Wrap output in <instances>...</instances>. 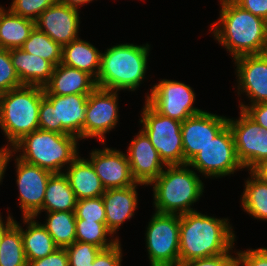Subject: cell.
<instances>
[{"instance_id":"cell-34","label":"cell","mask_w":267,"mask_h":266,"mask_svg":"<svg viewBox=\"0 0 267 266\" xmlns=\"http://www.w3.org/2000/svg\"><path fill=\"white\" fill-rule=\"evenodd\" d=\"M69 266H91L101 248L86 242L75 241L67 248Z\"/></svg>"},{"instance_id":"cell-12","label":"cell","mask_w":267,"mask_h":266,"mask_svg":"<svg viewBox=\"0 0 267 266\" xmlns=\"http://www.w3.org/2000/svg\"><path fill=\"white\" fill-rule=\"evenodd\" d=\"M238 119H229L237 157L243 167L252 171L258 164L267 160V130L251 119L240 109Z\"/></svg>"},{"instance_id":"cell-45","label":"cell","mask_w":267,"mask_h":266,"mask_svg":"<svg viewBox=\"0 0 267 266\" xmlns=\"http://www.w3.org/2000/svg\"><path fill=\"white\" fill-rule=\"evenodd\" d=\"M3 218L1 217V213H0V243L2 241L3 238V234L5 233V231L15 222V220L13 219L12 216H10V214L7 217V221L3 222L4 220H2Z\"/></svg>"},{"instance_id":"cell-28","label":"cell","mask_w":267,"mask_h":266,"mask_svg":"<svg viewBox=\"0 0 267 266\" xmlns=\"http://www.w3.org/2000/svg\"><path fill=\"white\" fill-rule=\"evenodd\" d=\"M46 215V222L42 225L58 248H67L76 241L75 211L47 212Z\"/></svg>"},{"instance_id":"cell-8","label":"cell","mask_w":267,"mask_h":266,"mask_svg":"<svg viewBox=\"0 0 267 266\" xmlns=\"http://www.w3.org/2000/svg\"><path fill=\"white\" fill-rule=\"evenodd\" d=\"M142 130L165 165H183L182 122L159 114L147 101L141 112Z\"/></svg>"},{"instance_id":"cell-10","label":"cell","mask_w":267,"mask_h":266,"mask_svg":"<svg viewBox=\"0 0 267 266\" xmlns=\"http://www.w3.org/2000/svg\"><path fill=\"white\" fill-rule=\"evenodd\" d=\"M188 164L208 178L225 177L243 170L228 124Z\"/></svg>"},{"instance_id":"cell-6","label":"cell","mask_w":267,"mask_h":266,"mask_svg":"<svg viewBox=\"0 0 267 266\" xmlns=\"http://www.w3.org/2000/svg\"><path fill=\"white\" fill-rule=\"evenodd\" d=\"M44 88L22 85L0 94V127L10 149L25 135L39 129V109Z\"/></svg>"},{"instance_id":"cell-40","label":"cell","mask_w":267,"mask_h":266,"mask_svg":"<svg viewBox=\"0 0 267 266\" xmlns=\"http://www.w3.org/2000/svg\"><path fill=\"white\" fill-rule=\"evenodd\" d=\"M27 266H69L68 254L65 248H57L46 257L29 261Z\"/></svg>"},{"instance_id":"cell-33","label":"cell","mask_w":267,"mask_h":266,"mask_svg":"<svg viewBox=\"0 0 267 266\" xmlns=\"http://www.w3.org/2000/svg\"><path fill=\"white\" fill-rule=\"evenodd\" d=\"M76 219L106 223V212L102 196L77 200Z\"/></svg>"},{"instance_id":"cell-15","label":"cell","mask_w":267,"mask_h":266,"mask_svg":"<svg viewBox=\"0 0 267 266\" xmlns=\"http://www.w3.org/2000/svg\"><path fill=\"white\" fill-rule=\"evenodd\" d=\"M228 124V118L202 111L181 124L184 164L188 163Z\"/></svg>"},{"instance_id":"cell-32","label":"cell","mask_w":267,"mask_h":266,"mask_svg":"<svg viewBox=\"0 0 267 266\" xmlns=\"http://www.w3.org/2000/svg\"><path fill=\"white\" fill-rule=\"evenodd\" d=\"M113 234L107 229L106 223L76 219V241L93 244L101 249H107L115 245L119 239L107 240V236Z\"/></svg>"},{"instance_id":"cell-14","label":"cell","mask_w":267,"mask_h":266,"mask_svg":"<svg viewBox=\"0 0 267 266\" xmlns=\"http://www.w3.org/2000/svg\"><path fill=\"white\" fill-rule=\"evenodd\" d=\"M16 183L19 190V206L23 217L41 214L47 182L51 172L26 163L16 156Z\"/></svg>"},{"instance_id":"cell-3","label":"cell","mask_w":267,"mask_h":266,"mask_svg":"<svg viewBox=\"0 0 267 266\" xmlns=\"http://www.w3.org/2000/svg\"><path fill=\"white\" fill-rule=\"evenodd\" d=\"M150 45L129 43L114 45L101 53L96 79L99 88L134 91L145 79Z\"/></svg>"},{"instance_id":"cell-1","label":"cell","mask_w":267,"mask_h":266,"mask_svg":"<svg viewBox=\"0 0 267 266\" xmlns=\"http://www.w3.org/2000/svg\"><path fill=\"white\" fill-rule=\"evenodd\" d=\"M222 7L212 33L232 58L267 52V21L243 9L233 0H220Z\"/></svg>"},{"instance_id":"cell-19","label":"cell","mask_w":267,"mask_h":266,"mask_svg":"<svg viewBox=\"0 0 267 266\" xmlns=\"http://www.w3.org/2000/svg\"><path fill=\"white\" fill-rule=\"evenodd\" d=\"M134 138L129 144L126 156L133 178L136 182L148 186L163 172L166 165L142 129Z\"/></svg>"},{"instance_id":"cell-5","label":"cell","mask_w":267,"mask_h":266,"mask_svg":"<svg viewBox=\"0 0 267 266\" xmlns=\"http://www.w3.org/2000/svg\"><path fill=\"white\" fill-rule=\"evenodd\" d=\"M78 140L70 134L37 129L25 135L10 150L14 153L22 152L18 158L26 163L51 173H63L62 168L65 165L68 167L79 155Z\"/></svg>"},{"instance_id":"cell-26","label":"cell","mask_w":267,"mask_h":266,"mask_svg":"<svg viewBox=\"0 0 267 266\" xmlns=\"http://www.w3.org/2000/svg\"><path fill=\"white\" fill-rule=\"evenodd\" d=\"M35 28V21L0 9V48H21Z\"/></svg>"},{"instance_id":"cell-35","label":"cell","mask_w":267,"mask_h":266,"mask_svg":"<svg viewBox=\"0 0 267 266\" xmlns=\"http://www.w3.org/2000/svg\"><path fill=\"white\" fill-rule=\"evenodd\" d=\"M22 85L12 65L10 50L0 48V94Z\"/></svg>"},{"instance_id":"cell-7","label":"cell","mask_w":267,"mask_h":266,"mask_svg":"<svg viewBox=\"0 0 267 266\" xmlns=\"http://www.w3.org/2000/svg\"><path fill=\"white\" fill-rule=\"evenodd\" d=\"M88 95H44L39 109V129L83 139Z\"/></svg>"},{"instance_id":"cell-21","label":"cell","mask_w":267,"mask_h":266,"mask_svg":"<svg viewBox=\"0 0 267 266\" xmlns=\"http://www.w3.org/2000/svg\"><path fill=\"white\" fill-rule=\"evenodd\" d=\"M96 87V80L88 73L59 63L43 88L44 95L64 96L90 94Z\"/></svg>"},{"instance_id":"cell-36","label":"cell","mask_w":267,"mask_h":266,"mask_svg":"<svg viewBox=\"0 0 267 266\" xmlns=\"http://www.w3.org/2000/svg\"><path fill=\"white\" fill-rule=\"evenodd\" d=\"M57 2V0H13L9 10L15 15L35 21L45 9Z\"/></svg>"},{"instance_id":"cell-22","label":"cell","mask_w":267,"mask_h":266,"mask_svg":"<svg viewBox=\"0 0 267 266\" xmlns=\"http://www.w3.org/2000/svg\"><path fill=\"white\" fill-rule=\"evenodd\" d=\"M10 59L23 85L44 87L55 67L51 62L29 54L22 48L10 49Z\"/></svg>"},{"instance_id":"cell-11","label":"cell","mask_w":267,"mask_h":266,"mask_svg":"<svg viewBox=\"0 0 267 266\" xmlns=\"http://www.w3.org/2000/svg\"><path fill=\"white\" fill-rule=\"evenodd\" d=\"M146 101L159 113L184 122L203 110L193 106L195 93L189 85L179 81L163 79L150 89Z\"/></svg>"},{"instance_id":"cell-37","label":"cell","mask_w":267,"mask_h":266,"mask_svg":"<svg viewBox=\"0 0 267 266\" xmlns=\"http://www.w3.org/2000/svg\"><path fill=\"white\" fill-rule=\"evenodd\" d=\"M235 254L236 266H267V248L240 250Z\"/></svg>"},{"instance_id":"cell-39","label":"cell","mask_w":267,"mask_h":266,"mask_svg":"<svg viewBox=\"0 0 267 266\" xmlns=\"http://www.w3.org/2000/svg\"><path fill=\"white\" fill-rule=\"evenodd\" d=\"M119 242L110 248L102 249L91 266H121L123 254Z\"/></svg>"},{"instance_id":"cell-25","label":"cell","mask_w":267,"mask_h":266,"mask_svg":"<svg viewBox=\"0 0 267 266\" xmlns=\"http://www.w3.org/2000/svg\"><path fill=\"white\" fill-rule=\"evenodd\" d=\"M35 219L23 217L24 224L28 225L26 230L16 220L14 222L21 229L27 262L46 257L58 248L46 228Z\"/></svg>"},{"instance_id":"cell-18","label":"cell","mask_w":267,"mask_h":266,"mask_svg":"<svg viewBox=\"0 0 267 266\" xmlns=\"http://www.w3.org/2000/svg\"><path fill=\"white\" fill-rule=\"evenodd\" d=\"M79 10L63 3H55L45 9L35 20V27L61 46L79 38Z\"/></svg>"},{"instance_id":"cell-38","label":"cell","mask_w":267,"mask_h":266,"mask_svg":"<svg viewBox=\"0 0 267 266\" xmlns=\"http://www.w3.org/2000/svg\"><path fill=\"white\" fill-rule=\"evenodd\" d=\"M178 266H236V257L229 251L208 258L179 261Z\"/></svg>"},{"instance_id":"cell-29","label":"cell","mask_w":267,"mask_h":266,"mask_svg":"<svg viewBox=\"0 0 267 266\" xmlns=\"http://www.w3.org/2000/svg\"><path fill=\"white\" fill-rule=\"evenodd\" d=\"M245 181L241 196V204L248 214L259 220H267V183L257 177L252 171Z\"/></svg>"},{"instance_id":"cell-4","label":"cell","mask_w":267,"mask_h":266,"mask_svg":"<svg viewBox=\"0 0 267 266\" xmlns=\"http://www.w3.org/2000/svg\"><path fill=\"white\" fill-rule=\"evenodd\" d=\"M189 164L166 165V170L149 185L153 186L155 211L184 214L196 211L191 208L203 195L204 185Z\"/></svg>"},{"instance_id":"cell-41","label":"cell","mask_w":267,"mask_h":266,"mask_svg":"<svg viewBox=\"0 0 267 266\" xmlns=\"http://www.w3.org/2000/svg\"><path fill=\"white\" fill-rule=\"evenodd\" d=\"M240 109L243 110L251 119L259 124L264 130H267V102L245 105L239 103Z\"/></svg>"},{"instance_id":"cell-44","label":"cell","mask_w":267,"mask_h":266,"mask_svg":"<svg viewBox=\"0 0 267 266\" xmlns=\"http://www.w3.org/2000/svg\"><path fill=\"white\" fill-rule=\"evenodd\" d=\"M252 172L262 181L267 183V160L258 164Z\"/></svg>"},{"instance_id":"cell-20","label":"cell","mask_w":267,"mask_h":266,"mask_svg":"<svg viewBox=\"0 0 267 266\" xmlns=\"http://www.w3.org/2000/svg\"><path fill=\"white\" fill-rule=\"evenodd\" d=\"M138 185L146 186L137 182L125 188L107 189L102 195L106 212V227L112 234H116L125 220L134 216V211L138 207L136 190Z\"/></svg>"},{"instance_id":"cell-42","label":"cell","mask_w":267,"mask_h":266,"mask_svg":"<svg viewBox=\"0 0 267 266\" xmlns=\"http://www.w3.org/2000/svg\"><path fill=\"white\" fill-rule=\"evenodd\" d=\"M243 9L267 21V0H233Z\"/></svg>"},{"instance_id":"cell-24","label":"cell","mask_w":267,"mask_h":266,"mask_svg":"<svg viewBox=\"0 0 267 266\" xmlns=\"http://www.w3.org/2000/svg\"><path fill=\"white\" fill-rule=\"evenodd\" d=\"M101 53L91 43L77 38L62 46L61 63L84 71L96 80L100 70Z\"/></svg>"},{"instance_id":"cell-27","label":"cell","mask_w":267,"mask_h":266,"mask_svg":"<svg viewBox=\"0 0 267 266\" xmlns=\"http://www.w3.org/2000/svg\"><path fill=\"white\" fill-rule=\"evenodd\" d=\"M77 199L64 173H52L45 190L41 209L45 212L75 211Z\"/></svg>"},{"instance_id":"cell-31","label":"cell","mask_w":267,"mask_h":266,"mask_svg":"<svg viewBox=\"0 0 267 266\" xmlns=\"http://www.w3.org/2000/svg\"><path fill=\"white\" fill-rule=\"evenodd\" d=\"M25 52L37 55L54 66L61 63L62 46L36 27L21 47Z\"/></svg>"},{"instance_id":"cell-30","label":"cell","mask_w":267,"mask_h":266,"mask_svg":"<svg viewBox=\"0 0 267 266\" xmlns=\"http://www.w3.org/2000/svg\"><path fill=\"white\" fill-rule=\"evenodd\" d=\"M21 229L13 223L0 243V266H27Z\"/></svg>"},{"instance_id":"cell-16","label":"cell","mask_w":267,"mask_h":266,"mask_svg":"<svg viewBox=\"0 0 267 266\" xmlns=\"http://www.w3.org/2000/svg\"><path fill=\"white\" fill-rule=\"evenodd\" d=\"M234 60L238 95L246 93L250 105L267 102V52L243 55Z\"/></svg>"},{"instance_id":"cell-23","label":"cell","mask_w":267,"mask_h":266,"mask_svg":"<svg viewBox=\"0 0 267 266\" xmlns=\"http://www.w3.org/2000/svg\"><path fill=\"white\" fill-rule=\"evenodd\" d=\"M66 170L63 173L77 200L100 197L106 191L89 159L78 155Z\"/></svg>"},{"instance_id":"cell-13","label":"cell","mask_w":267,"mask_h":266,"mask_svg":"<svg viewBox=\"0 0 267 266\" xmlns=\"http://www.w3.org/2000/svg\"><path fill=\"white\" fill-rule=\"evenodd\" d=\"M118 112V91L96 87L88 95L83 139L97 137L104 145L105 134L118 123Z\"/></svg>"},{"instance_id":"cell-9","label":"cell","mask_w":267,"mask_h":266,"mask_svg":"<svg viewBox=\"0 0 267 266\" xmlns=\"http://www.w3.org/2000/svg\"><path fill=\"white\" fill-rule=\"evenodd\" d=\"M179 235L180 215L155 211L145 234L151 266H178Z\"/></svg>"},{"instance_id":"cell-2","label":"cell","mask_w":267,"mask_h":266,"mask_svg":"<svg viewBox=\"0 0 267 266\" xmlns=\"http://www.w3.org/2000/svg\"><path fill=\"white\" fill-rule=\"evenodd\" d=\"M228 219L215 218L198 211L180 215V261L208 258L227 253L236 240Z\"/></svg>"},{"instance_id":"cell-43","label":"cell","mask_w":267,"mask_h":266,"mask_svg":"<svg viewBox=\"0 0 267 266\" xmlns=\"http://www.w3.org/2000/svg\"><path fill=\"white\" fill-rule=\"evenodd\" d=\"M14 154L16 153L12 152L10 149L7 150L3 147L0 149V183L4 177L7 164H9L8 162Z\"/></svg>"},{"instance_id":"cell-17","label":"cell","mask_w":267,"mask_h":266,"mask_svg":"<svg viewBox=\"0 0 267 266\" xmlns=\"http://www.w3.org/2000/svg\"><path fill=\"white\" fill-rule=\"evenodd\" d=\"M105 190L135 185L126 154L117 149L104 147L90 153L89 160Z\"/></svg>"},{"instance_id":"cell-46","label":"cell","mask_w":267,"mask_h":266,"mask_svg":"<svg viewBox=\"0 0 267 266\" xmlns=\"http://www.w3.org/2000/svg\"><path fill=\"white\" fill-rule=\"evenodd\" d=\"M59 3H63L64 5H68L70 7L76 8L79 10V7L92 2L93 0H57Z\"/></svg>"}]
</instances>
